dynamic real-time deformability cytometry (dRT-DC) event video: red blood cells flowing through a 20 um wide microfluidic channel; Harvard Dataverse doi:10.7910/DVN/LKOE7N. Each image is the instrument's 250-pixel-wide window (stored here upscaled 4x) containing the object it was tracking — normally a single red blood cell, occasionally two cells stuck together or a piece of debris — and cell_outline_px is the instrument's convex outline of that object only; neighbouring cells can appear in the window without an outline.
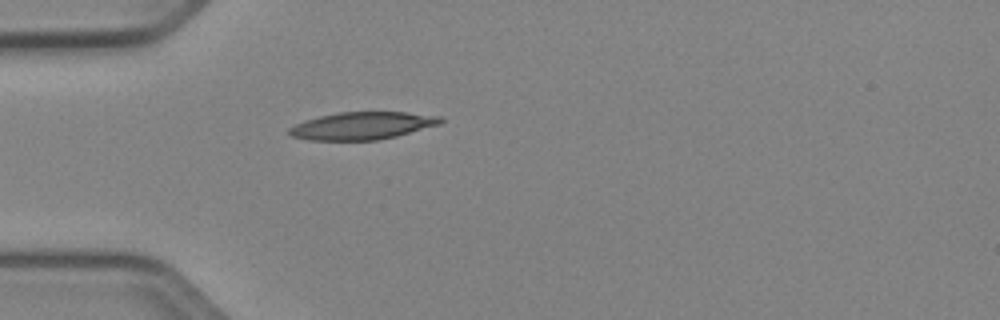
{"species": "Egyptian fruit bat (a non-hibernating species)", "species_latin": "Rousettus aegyptiacus", "temperature_condition": "cold", "stored_images_in_passage": 6, "camera_frame_rate_fps": 3000, "um_per_image_px": 0.085, "animal": {"sex": "female"}, "frame": {"image": 1, "passage_image": 1, "time_ms": 0.0, "image_size_px": [1000, 320], "cell_outline_px": [[444, 120], [440, 124], [396, 136], [380, 140], [308, 140], [292, 136], [288, 132], [288, 128], [304, 120], [320, 116], [340, 112], [408, 112], [444, 116]], "centroid_in_image_um": [30.82, 10.68], "position_along_channel_um": 54.2, "area_um2": 24.33}}
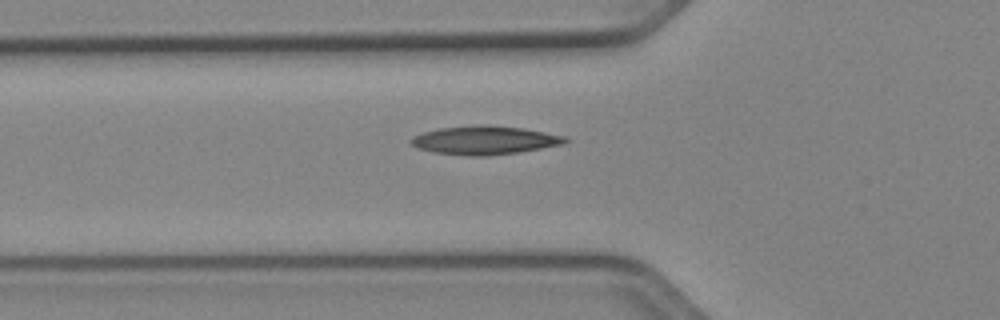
{"frame": {"image": 2, "passage_image": 4, "time_ms": 1.0, "image_size_px": [1000, 320], "cell_outline_px": [[568, 140], [564, 144], [516, 152], [488, 156], [468, 156], [432, 152], [416, 148], [408, 140], [412, 136], [424, 132], [440, 128], [480, 124], [488, 124], [524, 128], [568, 136]], "centroid_in_image_um": [41.18, 11.91], "position_along_channel_um": 84.6, "area_um2": 25.89}}